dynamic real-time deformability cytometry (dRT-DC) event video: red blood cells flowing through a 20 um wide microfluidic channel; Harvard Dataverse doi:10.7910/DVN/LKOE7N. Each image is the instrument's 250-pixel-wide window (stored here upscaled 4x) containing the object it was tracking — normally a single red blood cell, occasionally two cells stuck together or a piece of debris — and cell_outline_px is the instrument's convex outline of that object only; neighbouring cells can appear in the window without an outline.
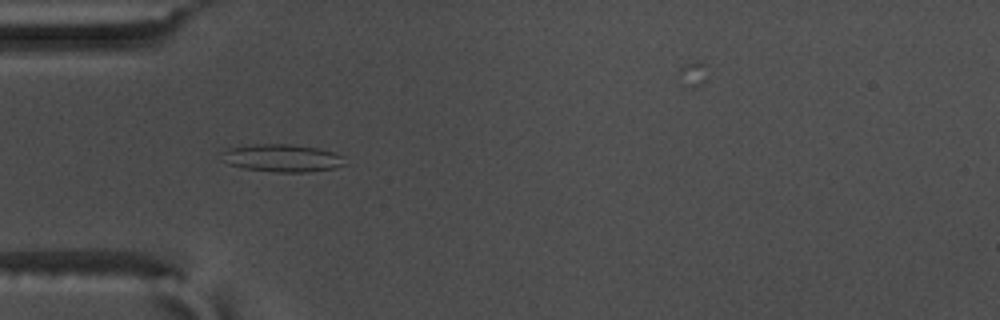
{"species": "common noctule bat (a hibernating species)", "species_latin": "Nyctalus noctula", "temperature_condition": "warm", "stored_images_in_passage": 51, "camera_frame_rate_fps": 3000, "um_per_image_px": 0.085, "animal": {"sex": "male", "body_mass_g": 17.5, "forearm_length_mm": 52.3}, "frame": {"image": 1, "passage_image": 18, "time_ms": 5.667, "image_size_px": [1000, 320], "cell_outline_px": [[344, 164], [332, 168], [308, 172], [276, 172], [244, 168], [228, 164], [220, 160], [220, 152], [228, 148], [252, 144], [292, 144], [320, 148], [344, 156]], "centroid_in_image_um": [23.92, 13.42], "position_along_channel_um": 61.1, "area_um2": 20.0}}
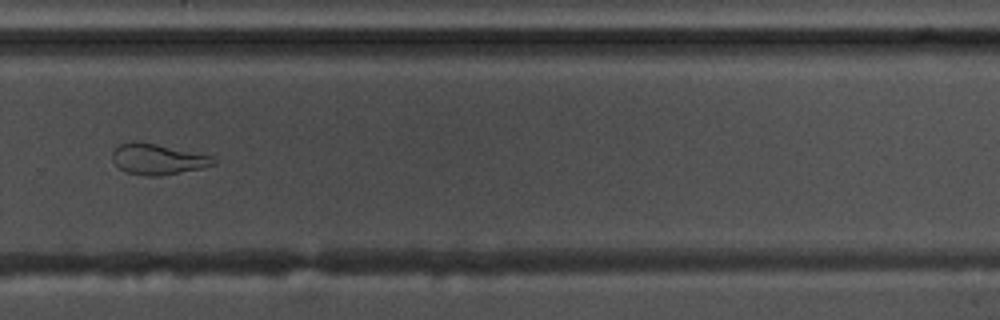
{"frame": {"image": 2, "passage_image": 39, "time_ms": 12.667, "image_size_px": [1000, 320], "cell_outline_px": [[216, 164], [200, 168], [160, 176], [144, 176], [124, 172], [112, 160], [112, 152], [120, 144], [132, 140], [140, 140], [212, 156], [216, 160]], "centroid_in_image_um": [13.36, 13.52], "position_along_channel_um": 316.4, "area_um2": 18.26}}
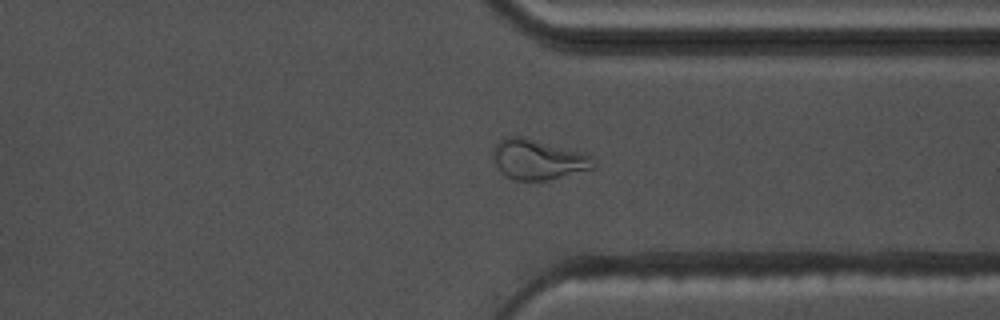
{"frame": {"image": 3, "passage_image": 43, "time_ms": 14.0, "image_size_px": [1000, 320], "cell_outline_px": [[596, 168], [548, 180], [516, 180], [508, 176], [496, 164], [492, 152], [496, 144], [500, 140], [508, 136], [524, 136], [580, 152], [588, 156], [596, 164]], "centroid_in_image_um": [45.74, 13.55], "position_along_channel_um": 365.7, "area_um2": 23.06}}